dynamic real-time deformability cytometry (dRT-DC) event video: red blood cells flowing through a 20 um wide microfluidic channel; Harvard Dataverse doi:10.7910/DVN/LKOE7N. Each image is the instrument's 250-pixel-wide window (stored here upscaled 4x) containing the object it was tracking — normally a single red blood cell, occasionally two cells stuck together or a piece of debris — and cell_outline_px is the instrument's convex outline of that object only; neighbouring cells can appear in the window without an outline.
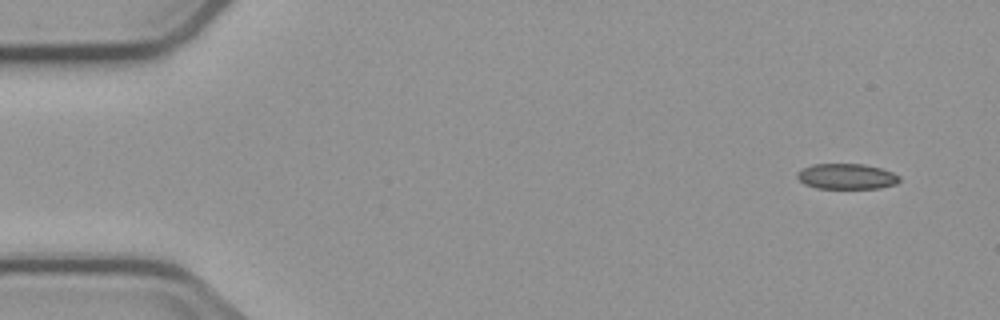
{"species": "common noctule bat (a hibernating species)", "species_latin": "Nyctalus noctula", "temperature_condition": "cold", "stored_images_in_passage": 5, "camera_frame_rate_fps": 3000, "um_per_image_px": 0.085, "animal": {"sex": "male", "body_mass_g": 23.1, "forearm_length_mm": 52.7}, "frame": {"image": 1, "passage_image": 1, "time_ms": 0.0, "image_size_px": [1000, 320], "cell_outline_px": [[900, 180], [896, 184], [880, 188], [816, 188], [804, 184], [796, 176], [796, 172], [812, 164], [864, 164], [880, 168], [892, 172], [900, 176]], "centroid_in_image_um": [71.96, 14.99], "position_along_channel_um": 13.0, "area_um2": 15.2}}
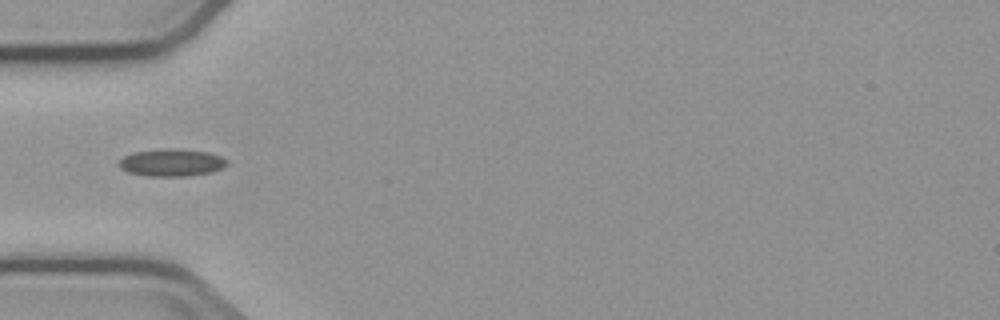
{"frame": {"image": 2, "passage_image": 5, "time_ms": 4.667, "image_size_px": [1000, 320], "cell_outline_px": [[228, 164], [224, 168], [212, 172], [188, 176], [148, 176], [128, 172], [120, 168], [120, 160], [124, 156], [132, 152], [160, 148], [176, 148], [208, 152], [220, 156], [228, 160]], "centroid_in_image_um": [14.61, 13.81], "position_along_channel_um": 70.4, "area_um2": 17.46}}